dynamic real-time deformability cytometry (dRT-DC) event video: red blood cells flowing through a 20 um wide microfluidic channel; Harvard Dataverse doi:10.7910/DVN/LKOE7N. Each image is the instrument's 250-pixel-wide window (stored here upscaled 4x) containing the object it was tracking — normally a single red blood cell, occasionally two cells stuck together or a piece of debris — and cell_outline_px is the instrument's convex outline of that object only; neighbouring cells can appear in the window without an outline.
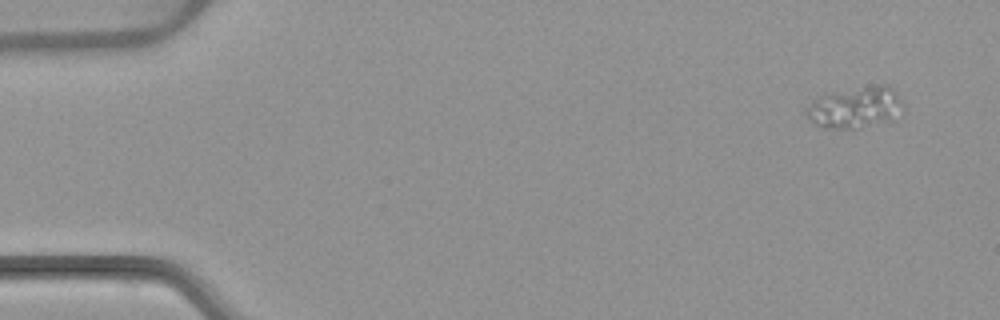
{"species": "common noctule bat (a hibernating species)", "species_latin": "Nyctalus noctula", "temperature_condition": "warm", "stored_images_in_passage": 4, "camera_frame_rate_fps": 3000, "um_per_image_px": 0.085, "animal": {"sex": "female", "body_mass_g": 22.7, "forearm_length_mm": 54.2}, "frame": {"image": 1, "passage_image": 1, "time_ms": 0.0, "image_size_px": [1000, 320], "cell_outline_px": [[904, 112], [892, 120], [860, 128], [824, 128], [816, 124], [804, 112], [804, 104], [812, 100], [832, 92], [880, 84], [888, 84], [896, 92], [904, 104]], "centroid_in_image_um": [72.73, 9.13], "position_along_channel_um": 12.3, "area_um2": 23.64}}
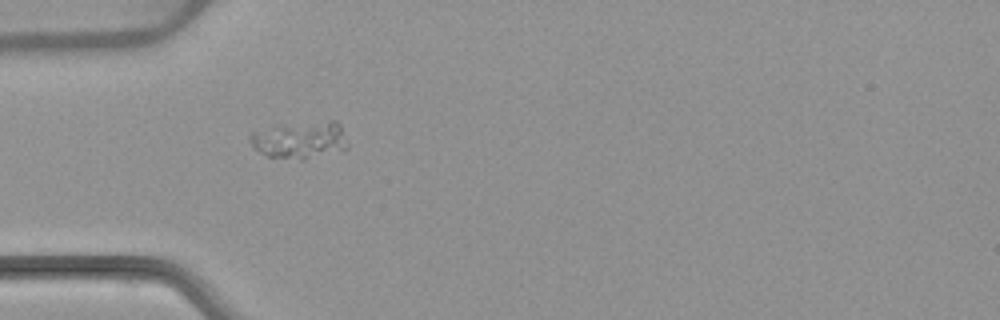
{"frame": {"image": 2, "passage_image": 4, "time_ms": 4.333, "image_size_px": [1000, 320], "cell_outline_px": [[348, 148], [344, 152], [304, 160], [300, 160], [268, 156], [252, 148], [248, 140], [248, 136], [252, 132], [276, 128], [332, 120], [336, 120], [340, 124], [348, 140]], "centroid_in_image_um": [25.6, 11.97], "position_along_channel_um": 59.4, "area_um2": 21.1}}